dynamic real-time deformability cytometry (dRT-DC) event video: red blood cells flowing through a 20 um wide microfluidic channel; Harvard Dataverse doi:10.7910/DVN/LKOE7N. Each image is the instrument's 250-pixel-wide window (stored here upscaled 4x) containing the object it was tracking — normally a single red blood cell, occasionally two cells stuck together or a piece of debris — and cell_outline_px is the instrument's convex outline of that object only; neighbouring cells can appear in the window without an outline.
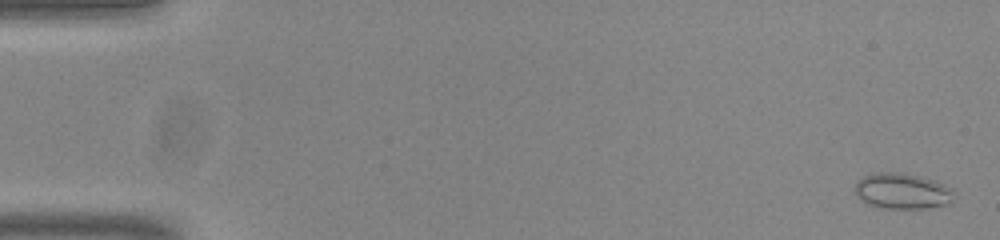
{"species": "common noctule bat (a hibernating species)", "species_latin": "Nyctalus noctula", "temperature_condition": "room temperature", "stored_images_in_passage": 54, "camera_frame_rate_fps": 3000, "um_per_image_px": 0.085, "animal": {"sex": "male", "body_mass_g": 20.0, "forearm_length_mm": 53.3}, "frame": {"image": 1, "passage_image": 2, "time_ms": 0.333, "image_size_px": [1000, 240], "cell_outline_px": [[952, 204], [924, 208], [884, 208], [868, 204], [860, 200], [856, 192], [856, 184], [864, 176], [876, 172], [900, 172], [932, 180], [944, 184], [952, 188]], "centroid_in_image_um": [76.7, 16.25], "position_along_channel_um": 8.3, "area_um2": 20.4}}
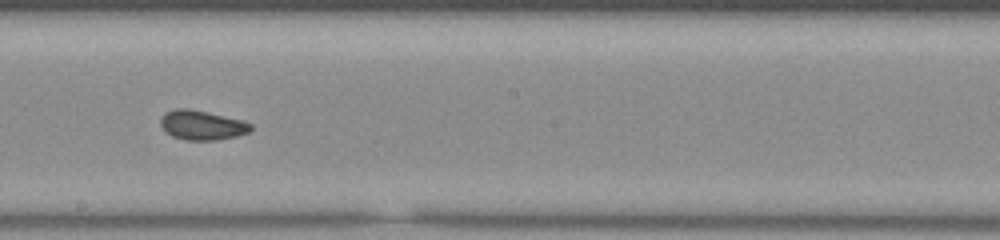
{"frame": {"image": 2, "passage_image": 31, "time_ms": 10.0, "image_size_px": [1000, 240], "cell_outline_px": [[252, 128], [248, 132], [236, 136], [216, 140], [184, 140], [172, 136], [164, 132], [160, 124], [160, 120], [168, 112], [176, 108], [188, 108], [244, 120], [252, 124]], "centroid_in_image_um": [17.17, 10.64], "position_along_channel_um": 231.0, "area_um2": 15.49}}
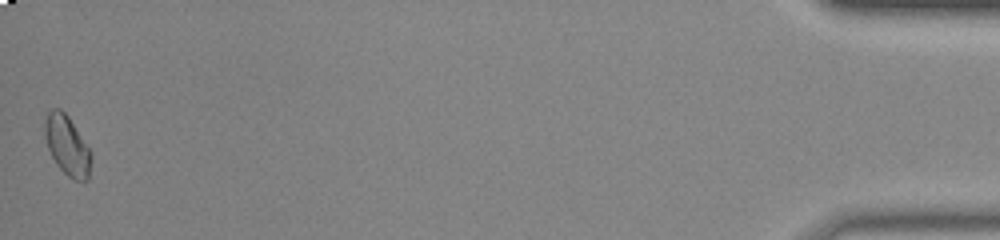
{"frame": {"image": 3, "passage_image": 54, "time_ms": 17.667, "image_size_px": [1000, 240], "cell_outline_px": [[92, 160], [88, 180], [72, 180], [56, 164], [48, 148], [44, 136], [44, 120], [48, 112], [52, 108], [60, 108], [68, 116], [88, 148], [92, 156]], "centroid_in_image_um": [5.69, 12.37], "position_along_channel_um": 429.5, "area_um2": 16.01}, "authors_computed_cell_mechanics": {"area_um2": 15.7216, "velocity_mm_per_s": 3.8252, "shape_relaxation_time_tau1_ms": null, "shape_relaxation_time_tau2_ms": 1.1347, "deformation_change_tau1": null, "deformation_change_tau2": 0.0474}}